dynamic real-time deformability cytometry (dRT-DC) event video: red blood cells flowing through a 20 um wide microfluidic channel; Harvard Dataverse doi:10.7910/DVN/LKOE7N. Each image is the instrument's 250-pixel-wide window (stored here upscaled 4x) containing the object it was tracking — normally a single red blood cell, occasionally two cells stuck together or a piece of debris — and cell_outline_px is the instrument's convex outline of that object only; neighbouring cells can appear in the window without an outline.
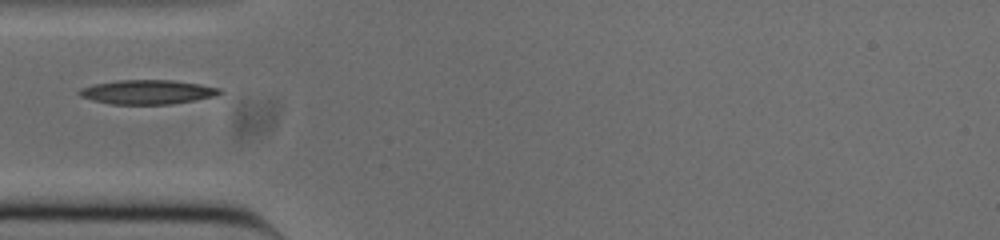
{"species": "common noctule bat (a hibernating species)", "species_latin": "Nyctalus noctula", "temperature_condition": "cold", "stored_images_in_passage": 38, "camera_frame_rate_fps": 3000, "um_per_image_px": 0.085, "animal": {"sex": "male", "body_mass_g": 20.0, "forearm_length_mm": 53.3}, "frame": {"image": 1, "passage_image": 1, "time_ms": 0.0, "image_size_px": [1000, 240], "cell_outline_px": [[224, 92], [216, 96], [172, 104], [112, 104], [92, 100], [80, 96], [76, 92], [80, 88], [92, 84], [120, 80], [172, 80], [200, 84], [220, 88]], "centroid_in_image_um": [12.53, 7.82], "position_along_channel_um": 72.5, "area_um2": 19.94}}
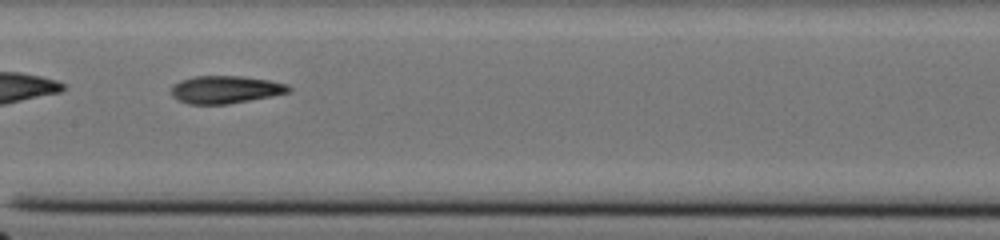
{"frame": {"image": 2, "passage_image": 10, "time_ms": 3.0, "image_size_px": [1000, 240], "cell_outline_px": [[292, 92], [272, 96], [228, 104], [188, 104], [176, 100], [172, 96], [172, 84], [180, 80], [196, 76], [240, 76], [268, 80], [288, 84], [292, 88]], "centroid_in_image_um": [19.17, 7.62], "position_along_channel_um": 188.2, "area_um2": 19.07}}
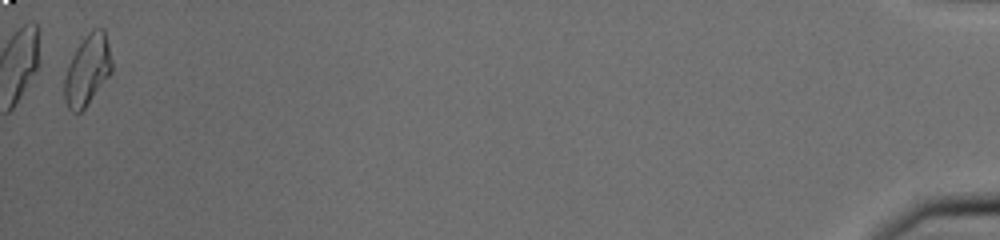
{"frame": {"image": 3, "passage_image": 37, "time_ms": 12.0, "image_size_px": [1000, 240], "cell_outline_px": [[112, 72], [84, 108], [80, 112], [72, 112], [68, 108], [64, 96], [64, 80], [68, 64], [76, 48], [88, 32], [92, 28], [104, 28], [112, 60]], "centroid_in_image_um": [7.43, 5.93], "position_along_channel_um": 427.8, "area_um2": 19.36}}